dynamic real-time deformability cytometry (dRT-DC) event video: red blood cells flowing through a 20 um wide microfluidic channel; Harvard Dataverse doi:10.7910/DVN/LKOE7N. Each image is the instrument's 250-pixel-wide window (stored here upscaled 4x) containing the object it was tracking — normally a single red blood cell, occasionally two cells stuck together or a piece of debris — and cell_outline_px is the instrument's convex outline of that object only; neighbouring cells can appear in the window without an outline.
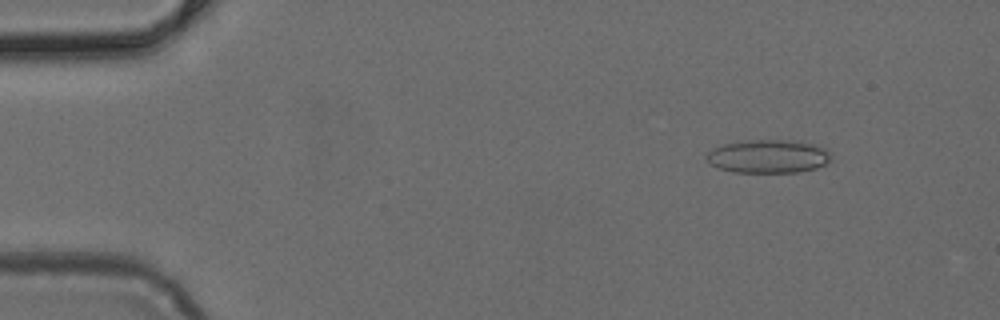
{"species": "common noctule bat (a hibernating species)", "species_latin": "Nyctalus noctula", "temperature_condition": "cold", "stored_images_in_passage": 4, "camera_frame_rate_fps": 3000, "um_per_image_px": 0.085, "animal": {"sex": "female", "body_mass_g": 24.6, "forearm_length_mm": 56.2}, "frame": {"image": 1, "passage_image": 2, "time_ms": 0.333, "image_size_px": [1000, 320], "cell_outline_px": [[828, 160], [824, 164], [816, 168], [796, 172], [732, 172], [720, 168], [712, 164], [704, 156], [712, 148], [724, 144], [744, 140], [800, 140], [816, 144], [824, 148], [828, 152]], "centroid_in_image_um": [65.27, 13.27], "position_along_channel_um": 19.7, "area_um2": 24.16}}